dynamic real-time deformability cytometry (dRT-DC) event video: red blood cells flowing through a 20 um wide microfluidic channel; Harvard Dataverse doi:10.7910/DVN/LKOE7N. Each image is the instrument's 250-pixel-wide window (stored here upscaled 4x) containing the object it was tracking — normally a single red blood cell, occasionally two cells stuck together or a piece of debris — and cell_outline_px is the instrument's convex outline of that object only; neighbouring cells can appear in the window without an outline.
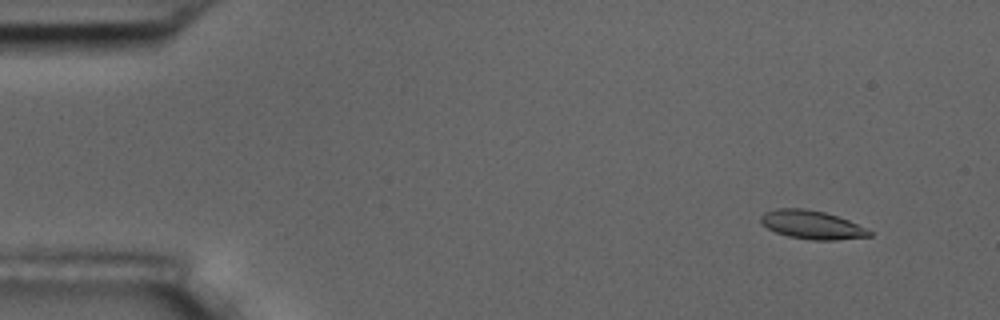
{"species": "common noctule bat (a hibernating species)", "species_latin": "Nyctalus noctula", "temperature_condition": "room temperature", "stored_images_in_passage": 7, "camera_frame_rate_fps": 3000, "um_per_image_px": 0.085, "animal": {"sex": "male", "body_mass_g": 17.5, "forearm_length_mm": 52.3}, "frame": {"image": 1, "passage_image": 1, "time_ms": 0.0, "image_size_px": [1000, 320], "cell_outline_px": [[872, 236], [836, 240], [812, 240], [788, 236], [776, 232], [768, 228], [760, 220], [760, 216], [764, 212], [776, 208], [804, 208], [824, 212], [848, 220], [872, 232]], "centroid_in_image_um": [68.99, 19.1], "position_along_channel_um": 16.0, "area_um2": 17.86}}
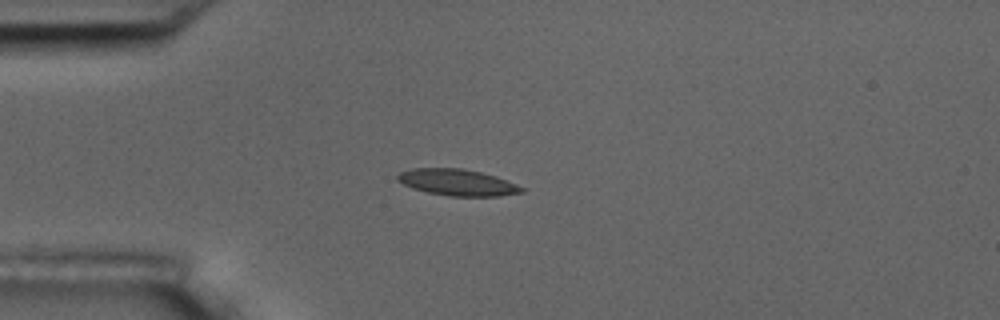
{"frame": {"image": 2, "passage_image": 4, "time_ms": 3.333, "image_size_px": [1000, 320], "cell_outline_px": [[524, 192], [500, 196], [448, 196], [428, 192], [412, 188], [396, 180], [396, 176], [400, 172], [412, 168], [464, 168], [496, 176], [516, 184], [524, 188]], "centroid_in_image_um": [38.87, 15.5], "position_along_channel_um": 46.1, "area_um2": 19.13}}
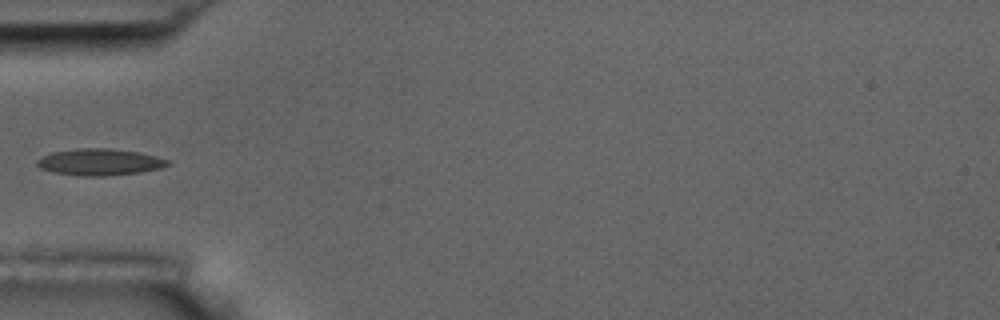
{"frame": {"image": 3, "passage_image": 5, "time_ms": 4.667, "image_size_px": [1000, 320], "cell_outline_px": [[168, 164], [160, 168], [140, 172], [104, 176], [84, 176], [56, 172], [40, 168], [36, 164], [36, 160], [52, 152], [80, 148], [108, 148], [140, 152], [156, 156], [168, 160]], "centroid_in_image_um": [8.47, 13.76], "position_along_channel_um": 76.5, "area_um2": 20.0}}